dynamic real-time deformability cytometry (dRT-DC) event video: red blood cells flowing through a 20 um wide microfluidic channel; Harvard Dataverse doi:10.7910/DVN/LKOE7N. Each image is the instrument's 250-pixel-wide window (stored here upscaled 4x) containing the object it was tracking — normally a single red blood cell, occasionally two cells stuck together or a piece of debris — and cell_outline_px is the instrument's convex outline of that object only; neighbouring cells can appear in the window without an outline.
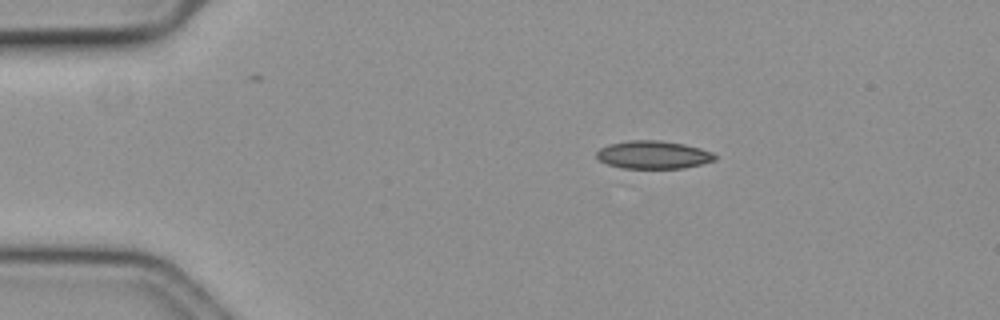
{"species": "common noctule bat (a hibernating species)", "species_latin": "Nyctalus noctula", "temperature_condition": "cold", "stored_images_in_passage": 12, "camera_frame_rate_fps": 3000, "um_per_image_px": 0.085, "animal": {"sex": "female", "body_mass_g": 19.3, "forearm_length_mm": 54.1}, "frame": {"image": 1, "passage_image": 4, "time_ms": 1.0, "image_size_px": [1000, 320], "cell_outline_px": [[716, 160], [684, 168], [624, 168], [608, 164], [600, 160], [596, 156], [596, 152], [600, 148], [608, 144], [628, 140], [660, 140], [684, 144], [700, 148], [712, 152], [716, 156]], "centroid_in_image_um": [55.52, 13.15], "position_along_channel_um": 29.5, "area_um2": 19.25}}